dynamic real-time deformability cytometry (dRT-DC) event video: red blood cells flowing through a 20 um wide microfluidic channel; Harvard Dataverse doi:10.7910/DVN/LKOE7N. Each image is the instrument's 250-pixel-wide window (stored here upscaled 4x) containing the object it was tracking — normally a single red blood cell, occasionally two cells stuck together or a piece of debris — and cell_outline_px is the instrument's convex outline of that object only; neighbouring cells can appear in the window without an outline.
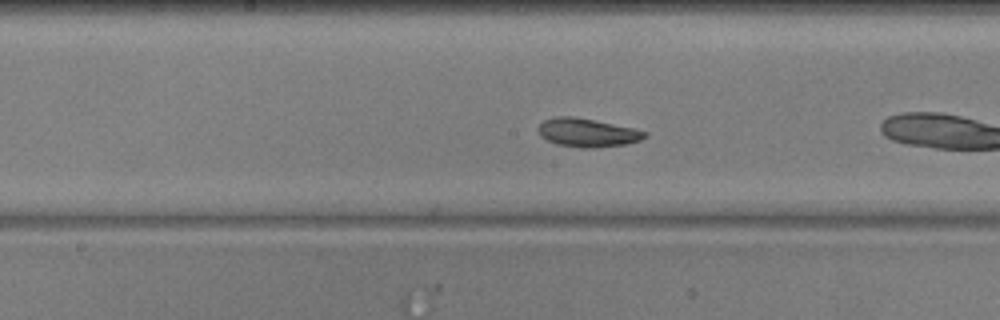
{"species": "common noctule bat (a hibernating species)", "species_latin": "Nyctalus noctula", "temperature_condition": "warm", "stored_images_in_passage": 16, "camera_frame_rate_fps": 3000, "um_per_image_px": 0.085, "animal": {"sex": "male", "body_mass_g": 20.5, "forearm_length_mm": 52.5}, "frame": {"image": 1, "passage_image": 12, "time_ms": 3.667, "image_size_px": [1000, 320], "cell_outline_px": [[648, 136], [640, 140], [624, 144], [596, 148], [580, 148], [560, 144], [548, 140], [540, 136], [540, 124], [544, 120], [556, 116], [572, 116], [632, 128], [648, 132]], "centroid_in_image_um": [49.95, 11.28], "position_along_channel_um": 198.3, "area_um2": 17.34}}